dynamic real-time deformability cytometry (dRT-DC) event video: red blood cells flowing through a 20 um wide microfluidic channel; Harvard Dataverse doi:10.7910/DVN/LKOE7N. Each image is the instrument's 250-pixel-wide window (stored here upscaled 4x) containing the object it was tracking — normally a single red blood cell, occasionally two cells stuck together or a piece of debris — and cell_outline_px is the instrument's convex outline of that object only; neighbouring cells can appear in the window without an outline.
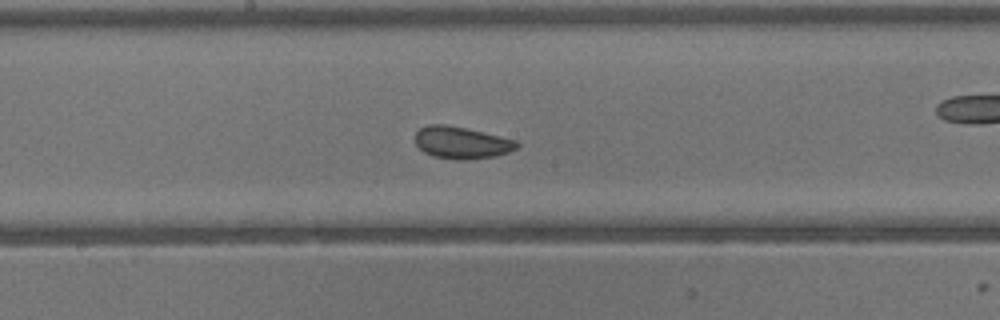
{"species": "common noctule bat (a hibernating species)", "species_latin": "Nyctalus noctula", "temperature_condition": "warm", "stored_images_in_passage": 29, "camera_frame_rate_fps": 3000, "um_per_image_px": 0.085, "animal": {"sex": "male", "body_mass_g": 13.3}, "frame": {"image": 1, "passage_image": 9, "time_ms": 2.667, "image_size_px": [1000, 320], "cell_outline_px": [[520, 144], [516, 148], [508, 152], [496, 156], [464, 160], [456, 160], [432, 156], [424, 152], [416, 144], [416, 132], [420, 128], [428, 124], [444, 124], [464, 128], [516, 140]], "centroid_in_image_um": [39.21, 12.13], "position_along_channel_um": 209.0, "area_um2": 18.84}}